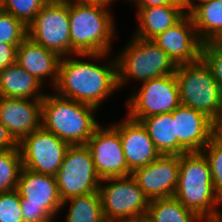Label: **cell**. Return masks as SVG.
I'll list each match as a JSON object with an SVG mask.
<instances>
[{"instance_id":"6da1fadb","label":"cell","mask_w":222,"mask_h":222,"mask_svg":"<svg viewBox=\"0 0 222 222\" xmlns=\"http://www.w3.org/2000/svg\"><path fill=\"white\" fill-rule=\"evenodd\" d=\"M108 54H75L76 60L70 55L61 57L58 81L53 88L56 90L55 93L61 97L100 108L101 102L118 89L116 59L102 66L81 58L98 60ZM78 56L81 58H77Z\"/></svg>"},{"instance_id":"7a4b0ae2","label":"cell","mask_w":222,"mask_h":222,"mask_svg":"<svg viewBox=\"0 0 222 222\" xmlns=\"http://www.w3.org/2000/svg\"><path fill=\"white\" fill-rule=\"evenodd\" d=\"M109 7L69 0L70 55L109 53L116 28Z\"/></svg>"},{"instance_id":"3957f363","label":"cell","mask_w":222,"mask_h":222,"mask_svg":"<svg viewBox=\"0 0 222 222\" xmlns=\"http://www.w3.org/2000/svg\"><path fill=\"white\" fill-rule=\"evenodd\" d=\"M96 110L92 105L55 93L45 94L42 99L41 126L70 146L86 145L95 129L102 124L94 116Z\"/></svg>"},{"instance_id":"277c9868","label":"cell","mask_w":222,"mask_h":222,"mask_svg":"<svg viewBox=\"0 0 222 222\" xmlns=\"http://www.w3.org/2000/svg\"><path fill=\"white\" fill-rule=\"evenodd\" d=\"M174 197L203 220L219 206L210 166L202 152L179 155V178Z\"/></svg>"},{"instance_id":"5b68a950","label":"cell","mask_w":222,"mask_h":222,"mask_svg":"<svg viewBox=\"0 0 222 222\" xmlns=\"http://www.w3.org/2000/svg\"><path fill=\"white\" fill-rule=\"evenodd\" d=\"M123 49L115 56L118 88L131 79L143 83L174 74L177 69L178 65L153 40L133 36Z\"/></svg>"},{"instance_id":"8992f818","label":"cell","mask_w":222,"mask_h":222,"mask_svg":"<svg viewBox=\"0 0 222 222\" xmlns=\"http://www.w3.org/2000/svg\"><path fill=\"white\" fill-rule=\"evenodd\" d=\"M175 76L181 104L214 121L222 110V93L205 62L200 58L195 62L179 64Z\"/></svg>"},{"instance_id":"52a82bcc","label":"cell","mask_w":222,"mask_h":222,"mask_svg":"<svg viewBox=\"0 0 222 222\" xmlns=\"http://www.w3.org/2000/svg\"><path fill=\"white\" fill-rule=\"evenodd\" d=\"M99 194L106 222L141 221L146 217L149 200L132 176L101 180Z\"/></svg>"},{"instance_id":"ba28073f","label":"cell","mask_w":222,"mask_h":222,"mask_svg":"<svg viewBox=\"0 0 222 222\" xmlns=\"http://www.w3.org/2000/svg\"><path fill=\"white\" fill-rule=\"evenodd\" d=\"M24 222H52L62 206L55 176L21 169L17 188Z\"/></svg>"},{"instance_id":"9c48e42d","label":"cell","mask_w":222,"mask_h":222,"mask_svg":"<svg viewBox=\"0 0 222 222\" xmlns=\"http://www.w3.org/2000/svg\"><path fill=\"white\" fill-rule=\"evenodd\" d=\"M55 178L62 202L75 196L97 192L102 180L86 145H74L67 149Z\"/></svg>"},{"instance_id":"30bf717a","label":"cell","mask_w":222,"mask_h":222,"mask_svg":"<svg viewBox=\"0 0 222 222\" xmlns=\"http://www.w3.org/2000/svg\"><path fill=\"white\" fill-rule=\"evenodd\" d=\"M28 37L60 57L69 56V0H49L28 26Z\"/></svg>"},{"instance_id":"8fae6325","label":"cell","mask_w":222,"mask_h":222,"mask_svg":"<svg viewBox=\"0 0 222 222\" xmlns=\"http://www.w3.org/2000/svg\"><path fill=\"white\" fill-rule=\"evenodd\" d=\"M135 92L126 105V115L131 119L173 112L181 104L175 73L145 81Z\"/></svg>"},{"instance_id":"7c38bea8","label":"cell","mask_w":222,"mask_h":222,"mask_svg":"<svg viewBox=\"0 0 222 222\" xmlns=\"http://www.w3.org/2000/svg\"><path fill=\"white\" fill-rule=\"evenodd\" d=\"M22 166L30 171L55 176L60 169L68 143L42 126L19 143Z\"/></svg>"},{"instance_id":"4fadbf2b","label":"cell","mask_w":222,"mask_h":222,"mask_svg":"<svg viewBox=\"0 0 222 222\" xmlns=\"http://www.w3.org/2000/svg\"><path fill=\"white\" fill-rule=\"evenodd\" d=\"M95 169L101 179L132 175L128 169L119 132L111 125H99L88 140Z\"/></svg>"},{"instance_id":"5bb4252c","label":"cell","mask_w":222,"mask_h":222,"mask_svg":"<svg viewBox=\"0 0 222 222\" xmlns=\"http://www.w3.org/2000/svg\"><path fill=\"white\" fill-rule=\"evenodd\" d=\"M132 176L149 201L174 196L179 178V155H160Z\"/></svg>"},{"instance_id":"9a60e30c","label":"cell","mask_w":222,"mask_h":222,"mask_svg":"<svg viewBox=\"0 0 222 222\" xmlns=\"http://www.w3.org/2000/svg\"><path fill=\"white\" fill-rule=\"evenodd\" d=\"M177 65L200 59L202 42L190 14L152 39Z\"/></svg>"},{"instance_id":"2e32d148","label":"cell","mask_w":222,"mask_h":222,"mask_svg":"<svg viewBox=\"0 0 222 222\" xmlns=\"http://www.w3.org/2000/svg\"><path fill=\"white\" fill-rule=\"evenodd\" d=\"M42 99L0 96V121L19 143L41 127Z\"/></svg>"},{"instance_id":"e0dca14e","label":"cell","mask_w":222,"mask_h":222,"mask_svg":"<svg viewBox=\"0 0 222 222\" xmlns=\"http://www.w3.org/2000/svg\"><path fill=\"white\" fill-rule=\"evenodd\" d=\"M112 126L119 132L127 166L132 173L161 155L140 121L126 115L120 123Z\"/></svg>"},{"instance_id":"ac0fdd59","label":"cell","mask_w":222,"mask_h":222,"mask_svg":"<svg viewBox=\"0 0 222 222\" xmlns=\"http://www.w3.org/2000/svg\"><path fill=\"white\" fill-rule=\"evenodd\" d=\"M172 115L178 143L187 152H201L213 138V121L205 114L182 104Z\"/></svg>"},{"instance_id":"d6986e66","label":"cell","mask_w":222,"mask_h":222,"mask_svg":"<svg viewBox=\"0 0 222 222\" xmlns=\"http://www.w3.org/2000/svg\"><path fill=\"white\" fill-rule=\"evenodd\" d=\"M61 57L54 51L33 42L27 37L17 48L16 63L42 84L48 76L53 88L58 81Z\"/></svg>"},{"instance_id":"ffe728a7","label":"cell","mask_w":222,"mask_h":222,"mask_svg":"<svg viewBox=\"0 0 222 222\" xmlns=\"http://www.w3.org/2000/svg\"><path fill=\"white\" fill-rule=\"evenodd\" d=\"M183 5H162L139 8L137 11L138 27L133 34L137 38L152 40L184 15Z\"/></svg>"},{"instance_id":"44dd1931","label":"cell","mask_w":222,"mask_h":222,"mask_svg":"<svg viewBox=\"0 0 222 222\" xmlns=\"http://www.w3.org/2000/svg\"><path fill=\"white\" fill-rule=\"evenodd\" d=\"M42 87L43 84L34 75L16 62L0 72V96L2 97L43 99L46 93H42L40 90Z\"/></svg>"},{"instance_id":"7402d4cb","label":"cell","mask_w":222,"mask_h":222,"mask_svg":"<svg viewBox=\"0 0 222 222\" xmlns=\"http://www.w3.org/2000/svg\"><path fill=\"white\" fill-rule=\"evenodd\" d=\"M140 121L156 149L161 155H181L187 151L178 143L175 136V120L172 112L152 115Z\"/></svg>"},{"instance_id":"603a6c76","label":"cell","mask_w":222,"mask_h":222,"mask_svg":"<svg viewBox=\"0 0 222 222\" xmlns=\"http://www.w3.org/2000/svg\"><path fill=\"white\" fill-rule=\"evenodd\" d=\"M190 16L202 43L222 39V0H209L197 6Z\"/></svg>"},{"instance_id":"cb8c5ba5","label":"cell","mask_w":222,"mask_h":222,"mask_svg":"<svg viewBox=\"0 0 222 222\" xmlns=\"http://www.w3.org/2000/svg\"><path fill=\"white\" fill-rule=\"evenodd\" d=\"M145 218L149 222H204L194 211L184 207L174 196L149 201Z\"/></svg>"},{"instance_id":"d4e9b609","label":"cell","mask_w":222,"mask_h":222,"mask_svg":"<svg viewBox=\"0 0 222 222\" xmlns=\"http://www.w3.org/2000/svg\"><path fill=\"white\" fill-rule=\"evenodd\" d=\"M70 204L65 222H106L99 191L75 196L62 202L61 208Z\"/></svg>"},{"instance_id":"484cf974","label":"cell","mask_w":222,"mask_h":222,"mask_svg":"<svg viewBox=\"0 0 222 222\" xmlns=\"http://www.w3.org/2000/svg\"><path fill=\"white\" fill-rule=\"evenodd\" d=\"M22 167L19 146L14 149L0 150V193L16 190Z\"/></svg>"},{"instance_id":"4316f807","label":"cell","mask_w":222,"mask_h":222,"mask_svg":"<svg viewBox=\"0 0 222 222\" xmlns=\"http://www.w3.org/2000/svg\"><path fill=\"white\" fill-rule=\"evenodd\" d=\"M208 160L212 183L219 200H222V142L214 137L201 150Z\"/></svg>"},{"instance_id":"83f0119b","label":"cell","mask_w":222,"mask_h":222,"mask_svg":"<svg viewBox=\"0 0 222 222\" xmlns=\"http://www.w3.org/2000/svg\"><path fill=\"white\" fill-rule=\"evenodd\" d=\"M27 37L26 25L10 13H0V43L20 45Z\"/></svg>"},{"instance_id":"f1b7e54d","label":"cell","mask_w":222,"mask_h":222,"mask_svg":"<svg viewBox=\"0 0 222 222\" xmlns=\"http://www.w3.org/2000/svg\"><path fill=\"white\" fill-rule=\"evenodd\" d=\"M49 0H5L4 12L12 14L27 27Z\"/></svg>"},{"instance_id":"f546056e","label":"cell","mask_w":222,"mask_h":222,"mask_svg":"<svg viewBox=\"0 0 222 222\" xmlns=\"http://www.w3.org/2000/svg\"><path fill=\"white\" fill-rule=\"evenodd\" d=\"M200 58L208 66L222 93V43L219 41L202 43Z\"/></svg>"},{"instance_id":"4dcf8cb0","label":"cell","mask_w":222,"mask_h":222,"mask_svg":"<svg viewBox=\"0 0 222 222\" xmlns=\"http://www.w3.org/2000/svg\"><path fill=\"white\" fill-rule=\"evenodd\" d=\"M17 190L0 193V222H24Z\"/></svg>"},{"instance_id":"1f68e13d","label":"cell","mask_w":222,"mask_h":222,"mask_svg":"<svg viewBox=\"0 0 222 222\" xmlns=\"http://www.w3.org/2000/svg\"><path fill=\"white\" fill-rule=\"evenodd\" d=\"M18 46L19 45L0 43V72L16 62Z\"/></svg>"},{"instance_id":"d6a6232c","label":"cell","mask_w":222,"mask_h":222,"mask_svg":"<svg viewBox=\"0 0 222 222\" xmlns=\"http://www.w3.org/2000/svg\"><path fill=\"white\" fill-rule=\"evenodd\" d=\"M18 147V142L8 132L0 121V150H9Z\"/></svg>"},{"instance_id":"836d02e7","label":"cell","mask_w":222,"mask_h":222,"mask_svg":"<svg viewBox=\"0 0 222 222\" xmlns=\"http://www.w3.org/2000/svg\"><path fill=\"white\" fill-rule=\"evenodd\" d=\"M134 3L137 9L162 5H183L182 0H127Z\"/></svg>"},{"instance_id":"e575fe53","label":"cell","mask_w":222,"mask_h":222,"mask_svg":"<svg viewBox=\"0 0 222 222\" xmlns=\"http://www.w3.org/2000/svg\"><path fill=\"white\" fill-rule=\"evenodd\" d=\"M213 137L222 142V110L213 121Z\"/></svg>"},{"instance_id":"d590c367","label":"cell","mask_w":222,"mask_h":222,"mask_svg":"<svg viewBox=\"0 0 222 222\" xmlns=\"http://www.w3.org/2000/svg\"><path fill=\"white\" fill-rule=\"evenodd\" d=\"M208 1L209 0H182V3L185 13L190 14L197 6Z\"/></svg>"},{"instance_id":"8d00e7d4","label":"cell","mask_w":222,"mask_h":222,"mask_svg":"<svg viewBox=\"0 0 222 222\" xmlns=\"http://www.w3.org/2000/svg\"><path fill=\"white\" fill-rule=\"evenodd\" d=\"M218 205L222 206V200ZM220 207L217 206V208L204 220L205 222H222V212L219 209Z\"/></svg>"},{"instance_id":"74e56055","label":"cell","mask_w":222,"mask_h":222,"mask_svg":"<svg viewBox=\"0 0 222 222\" xmlns=\"http://www.w3.org/2000/svg\"><path fill=\"white\" fill-rule=\"evenodd\" d=\"M84 1L110 6L112 4V1L114 0H84Z\"/></svg>"},{"instance_id":"f35d334b","label":"cell","mask_w":222,"mask_h":222,"mask_svg":"<svg viewBox=\"0 0 222 222\" xmlns=\"http://www.w3.org/2000/svg\"><path fill=\"white\" fill-rule=\"evenodd\" d=\"M5 0H0V13L4 12Z\"/></svg>"},{"instance_id":"ab89813d","label":"cell","mask_w":222,"mask_h":222,"mask_svg":"<svg viewBox=\"0 0 222 222\" xmlns=\"http://www.w3.org/2000/svg\"><path fill=\"white\" fill-rule=\"evenodd\" d=\"M130 222H147V219L146 218H144L143 220H141V221H130Z\"/></svg>"}]
</instances>
